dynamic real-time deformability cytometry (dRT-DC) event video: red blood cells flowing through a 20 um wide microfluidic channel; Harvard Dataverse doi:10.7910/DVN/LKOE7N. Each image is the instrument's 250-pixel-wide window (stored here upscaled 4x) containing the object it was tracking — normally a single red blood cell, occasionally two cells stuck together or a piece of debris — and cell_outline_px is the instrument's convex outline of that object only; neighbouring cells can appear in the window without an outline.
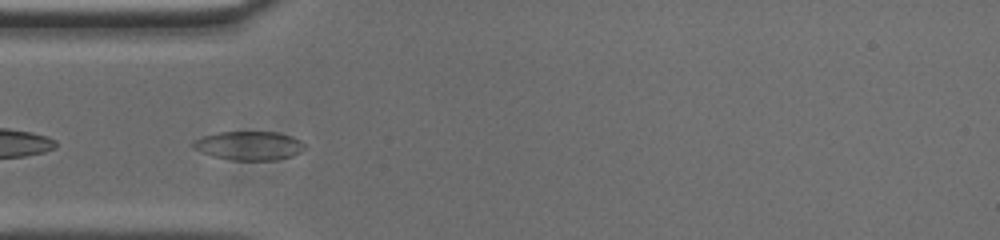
{"species": "common noctule bat (a hibernating species)", "species_latin": "Nyctalus noctula", "temperature_condition": "cold", "stored_images_in_passage": 40, "camera_frame_rate_fps": 3000, "um_per_image_px": 0.085, "animal": {"sex": "male", "body_mass_g": 20.0, "forearm_length_mm": 53.3}, "frame": {"image": 1, "passage_image": 2, "time_ms": 0.333, "image_size_px": [1000, 240], "cell_outline_px": [[308, 148], [292, 156], [276, 160], [232, 160], [212, 156], [200, 152], [192, 148], [192, 140], [200, 136], [216, 132], [276, 132], [292, 136], [300, 140]], "centroid_in_image_um": [21.14, 12.38], "position_along_channel_um": 63.9, "area_um2": 19.07}}
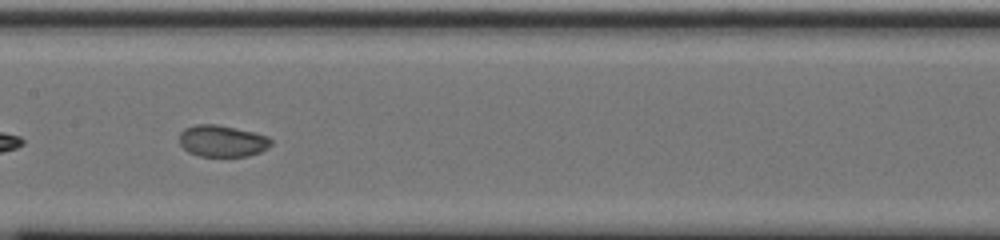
{"frame": {"image": 2, "passage_image": 12, "time_ms": 3.667, "image_size_px": [1000, 240], "cell_outline_px": [[272, 144], [268, 148], [260, 152], [248, 156], [200, 156], [188, 152], [180, 144], [180, 132], [184, 128], [196, 124], [216, 124], [252, 132], [268, 136], [272, 140]], "centroid_in_image_um": [18.89, 11.98], "position_along_channel_um": 188.5, "area_um2": 16.88}}
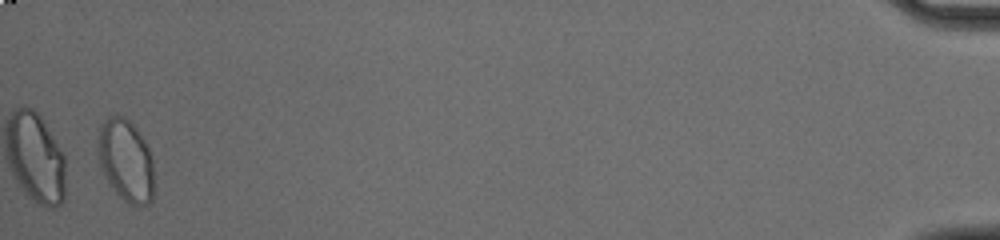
{"frame": {"image": 3, "passage_image": 39, "time_ms": 12.667, "image_size_px": [1000, 240], "cell_outline_px": [[152, 204], [140, 208], [136, 208], [128, 204], [108, 184], [100, 168], [100, 124], [108, 116], [120, 116], [128, 120], [132, 124], [144, 140], [148, 148], [152, 160]], "centroid_in_image_um": [10.72, 13.72], "position_along_channel_um": 424.5, "area_um2": 26.59}, "authors_computed_cell_mechanics": {"area_um2": 17.8313, "velocity_mm_per_s": 3.7182, "shape_relaxation_time_tau1_ms": 11.3091, "shape_relaxation_time_tau2_ms": null, "deformation_change_tau1": 0.256, "deformation_change_tau2": null}}